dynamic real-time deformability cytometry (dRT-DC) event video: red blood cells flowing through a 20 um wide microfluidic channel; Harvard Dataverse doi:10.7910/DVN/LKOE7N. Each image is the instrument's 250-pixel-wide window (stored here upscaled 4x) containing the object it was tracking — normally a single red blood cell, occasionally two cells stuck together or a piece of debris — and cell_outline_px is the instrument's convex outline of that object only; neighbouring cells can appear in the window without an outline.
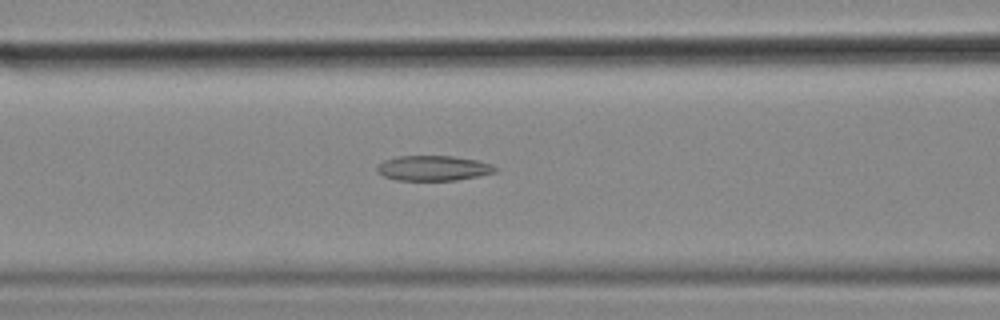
{"species": "common noctule bat (a hibernating species)", "species_latin": "Nyctalus noctula", "temperature_condition": "cold", "stored_images_in_passage": 50, "camera_frame_rate_fps": 3000, "um_per_image_px": 0.085, "animal": {"sex": "female", "body_mass_g": 18.4}, "frame": {"image": 1, "passage_image": 17, "time_ms": 5.333, "image_size_px": [1000, 320], "cell_outline_px": [[500, 168], [496, 172], [456, 180], [396, 180], [384, 176], [376, 172], [376, 168], [384, 160], [396, 156], [452, 156], [476, 160], [492, 164]], "centroid_in_image_um": [36.83, 14.29], "position_along_channel_um": 129.8, "area_um2": 17.28}}
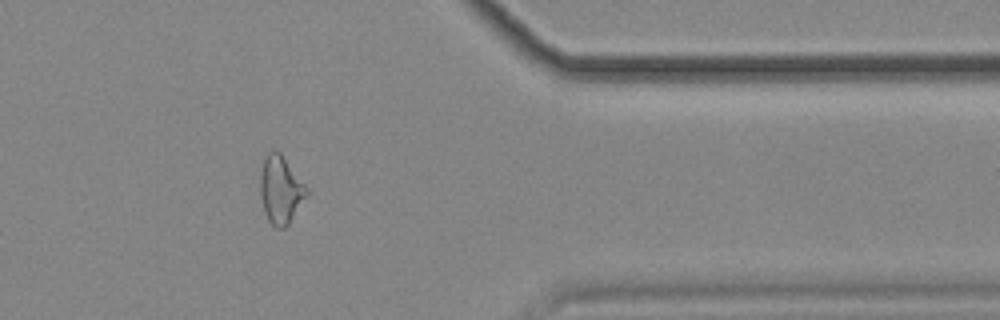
{"frame": {"image": 2, "passage_image": 40, "time_ms": 13.0, "image_size_px": [1000, 320], "cell_outline_px": [[308, 196], [288, 224], [284, 228], [276, 228], [268, 220], [264, 212], [260, 196], [260, 172], [264, 156], [268, 152], [280, 152], [308, 188]], "centroid_in_image_um": [23.85, 16.14], "position_along_channel_um": 387.6, "area_um2": 18.38}}
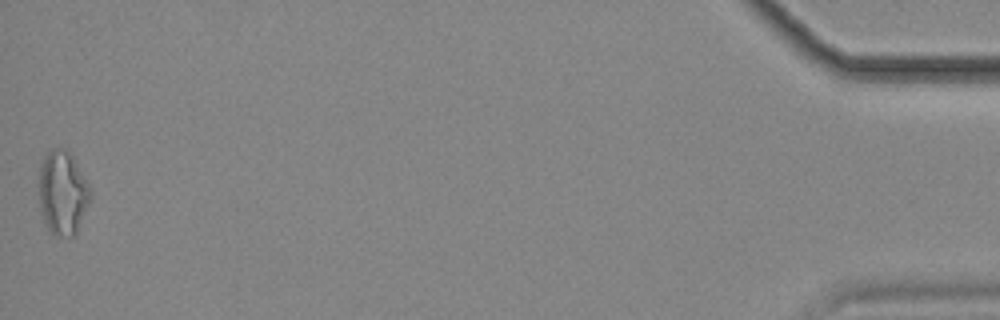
{"frame": {"image": 3, "passage_image": 50, "time_ms": 16.333, "image_size_px": [1000, 320], "cell_outline_px": [[92, 196], [76, 232], [72, 236], [56, 236], [48, 228], [40, 212], [36, 184], [36, 180], [40, 164], [44, 156], [52, 148], [68, 148], [76, 160], [88, 184]], "centroid_in_image_um": [5.27, 16.33], "position_along_channel_um": 429.9, "area_um2": 25.84}, "authors_computed_cell_mechanics": {"area_um2": 18.4671, "velocity_mm_per_s": 3.5916, "shape_relaxation_time_tau1_ms": null, "shape_relaxation_time_tau2_ms": 4.7987, "deformation_change_tau1": null, "deformation_change_tau2": 0.148}}